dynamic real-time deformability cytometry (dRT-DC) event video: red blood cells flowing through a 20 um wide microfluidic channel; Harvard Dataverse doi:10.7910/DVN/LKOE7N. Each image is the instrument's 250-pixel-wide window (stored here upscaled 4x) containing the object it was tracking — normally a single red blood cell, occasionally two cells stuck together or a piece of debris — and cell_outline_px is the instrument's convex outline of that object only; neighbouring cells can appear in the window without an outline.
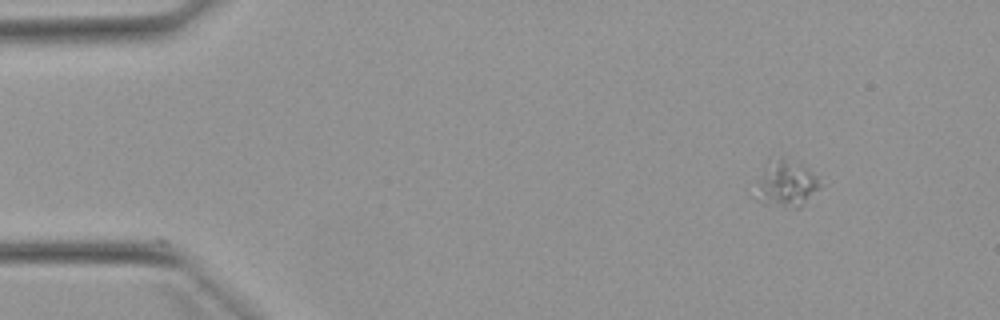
{"species": "Egyptian fruit bat (a non-hibernating species)", "species_latin": "Rousettus aegyptiacus", "temperature_condition": "warm", "stored_images_in_passage": 10, "camera_frame_rate_fps": 3000, "um_per_image_px": 0.085, "animal": {"sex": "female"}, "frame": {"image": 1, "passage_image": 1, "time_ms": 0.0, "image_size_px": [1000, 320], "cell_outline_px": [[820, 188], [800, 208], [796, 208], [764, 204], [756, 200], [752, 196], [764, 168], [768, 160], [780, 156], [784, 156], [800, 164], [816, 176], [820, 184]], "centroid_in_image_um": [66.78, 15.63], "position_along_channel_um": 18.2, "area_um2": 17.57}}